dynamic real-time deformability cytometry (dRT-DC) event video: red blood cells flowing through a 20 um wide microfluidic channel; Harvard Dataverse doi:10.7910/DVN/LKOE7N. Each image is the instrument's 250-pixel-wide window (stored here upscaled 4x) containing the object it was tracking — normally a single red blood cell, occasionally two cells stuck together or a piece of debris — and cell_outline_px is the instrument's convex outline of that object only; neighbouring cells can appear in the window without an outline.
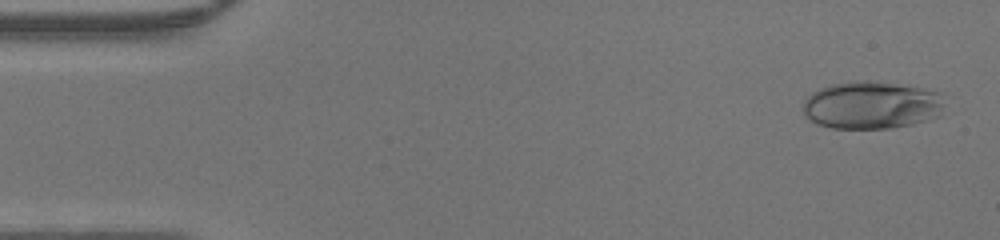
{"species": "human", "species_latin": "Homo sapiens", "temperature_condition": "warm", "stored_images_in_passage": 46, "camera_frame_rate_fps": 3000, "um_per_image_px": 0.085, "donor": {"sex": "male"}, "frame": {"image": 1, "passage_image": 2, "time_ms": 0.333, "image_size_px": [1000, 240], "cell_outline_px": [[940, 116], [928, 120], [912, 124], [892, 128], [832, 128], [816, 124], [808, 120], [804, 112], [804, 100], [812, 92], [820, 88], [832, 84], [864, 80], [920, 88], [936, 92], [940, 104]], "centroid_in_image_um": [73.99, 8.96], "position_along_channel_um": 11.0, "area_um2": 38.61}}
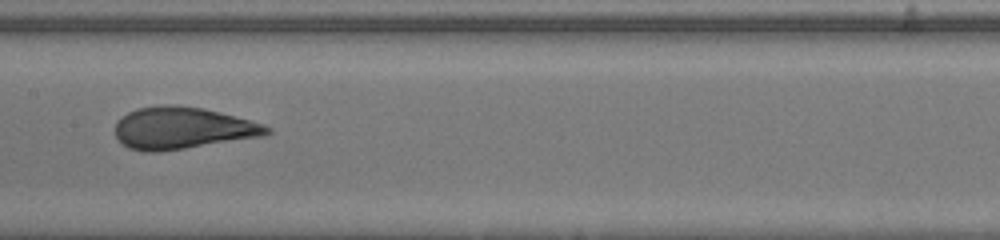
{"frame": {"image": 2, "passage_image": 23, "time_ms": 7.333, "image_size_px": [1000, 240], "cell_outline_px": [[272, 132], [264, 136], [160, 152], [144, 152], [128, 148], [116, 136], [116, 124], [128, 112], [136, 108], [164, 104], [172, 104], [204, 108], [220, 112], [264, 124], [272, 128]], "centroid_in_image_um": [15.53, 10.89], "position_along_channel_um": 191.9, "area_um2": 37.11}}
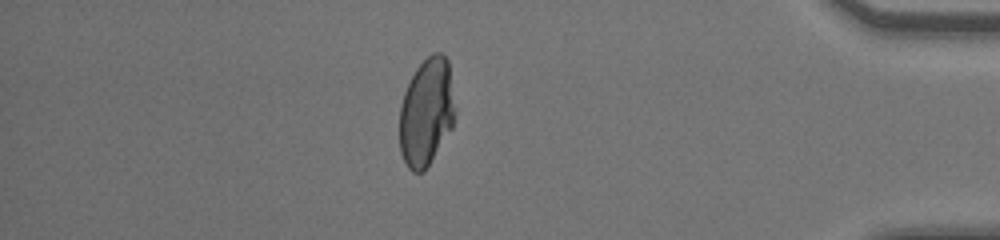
{"frame": {"image": 3, "passage_image": 40, "time_ms": 13.0, "image_size_px": [1000, 240], "cell_outline_px": [[456, 112], [452, 128], [424, 172], [412, 172], [408, 168], [400, 152], [400, 108], [404, 92], [416, 68], [432, 52], [440, 52], [448, 60]], "centroid_in_image_um": [36.26, 9.54], "position_along_channel_um": 398.9, "area_um2": 34.91}}